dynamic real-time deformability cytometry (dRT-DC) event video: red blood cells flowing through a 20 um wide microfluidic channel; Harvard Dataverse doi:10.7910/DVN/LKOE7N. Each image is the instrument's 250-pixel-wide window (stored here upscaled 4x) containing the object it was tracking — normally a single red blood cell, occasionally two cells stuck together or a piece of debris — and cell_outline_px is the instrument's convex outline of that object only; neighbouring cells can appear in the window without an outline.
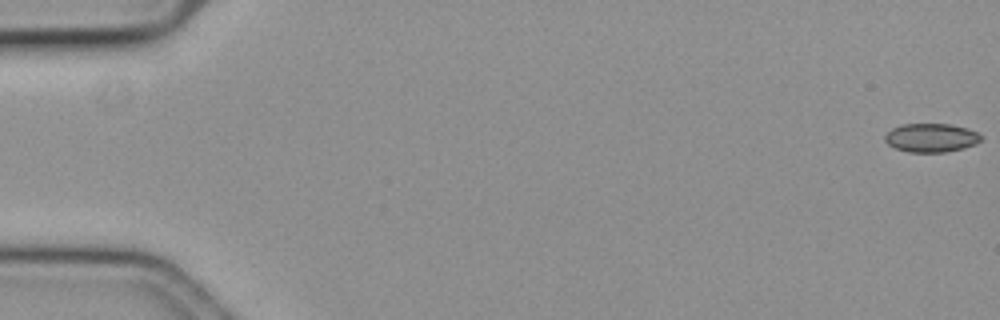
{"species": "common noctule bat (a hibernating species)", "species_latin": "Nyctalus noctula", "temperature_condition": "cold", "stored_images_in_passage": 58, "camera_frame_rate_fps": 3000, "um_per_image_px": 0.085, "animal": {"sex": "female", "body_mass_g": 19.3, "forearm_length_mm": 54.1}, "frame": {"image": 1, "passage_image": 1, "time_ms": 0.0, "image_size_px": [1000, 320], "cell_outline_px": [[984, 136], [976, 144], [964, 148], [944, 152], [908, 152], [896, 148], [888, 144], [884, 140], [884, 136], [892, 128], [900, 124], [948, 124], [968, 128]], "centroid_in_image_um": [79.15, 11.71], "position_along_channel_um": 5.8, "area_um2": 16.13}}
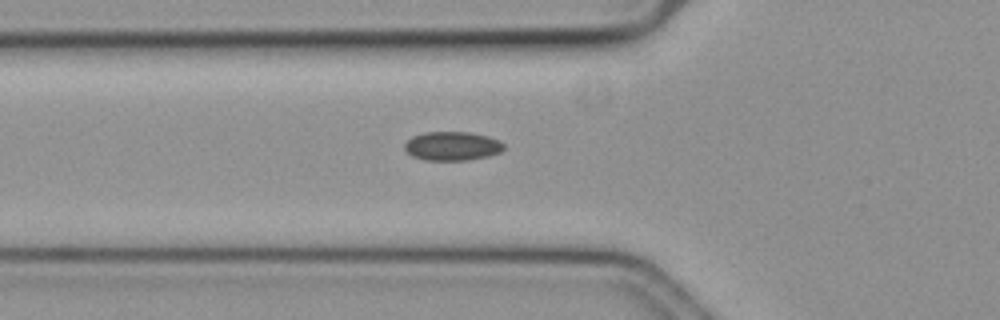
{"frame": {"image": 2, "passage_image": 22, "time_ms": 7.0, "image_size_px": [1000, 320], "cell_outline_px": [[504, 148], [500, 152], [488, 156], [468, 160], [424, 160], [412, 156], [404, 148], [404, 144], [412, 136], [424, 132], [472, 132], [488, 136], [500, 140], [504, 144]], "centroid_in_image_um": [38.45, 12.41], "position_along_channel_um": 87.4, "area_um2": 16.82}}
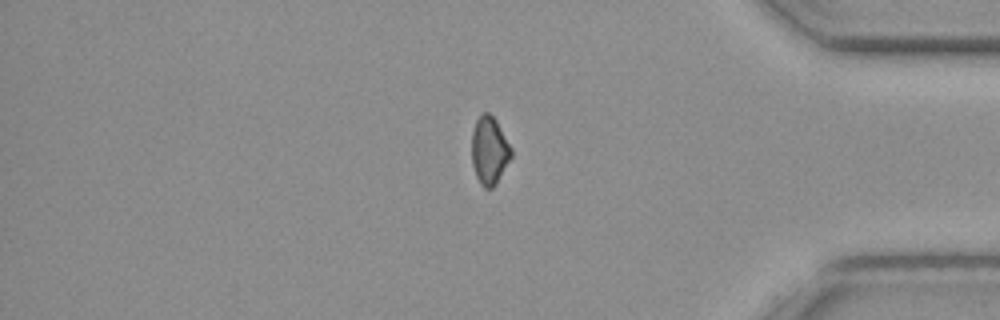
{"frame": {"image": 3, "passage_image": 50, "time_ms": 16.333, "image_size_px": [1000, 320], "cell_outline_px": [[512, 156], [496, 184], [492, 188], [484, 188], [480, 184], [476, 176], [472, 164], [472, 132], [476, 120], [480, 112], [488, 112], [496, 120], [512, 148]], "centroid_in_image_um": [41.59, 12.78], "position_along_channel_um": 393.6, "area_um2": 15.72}}